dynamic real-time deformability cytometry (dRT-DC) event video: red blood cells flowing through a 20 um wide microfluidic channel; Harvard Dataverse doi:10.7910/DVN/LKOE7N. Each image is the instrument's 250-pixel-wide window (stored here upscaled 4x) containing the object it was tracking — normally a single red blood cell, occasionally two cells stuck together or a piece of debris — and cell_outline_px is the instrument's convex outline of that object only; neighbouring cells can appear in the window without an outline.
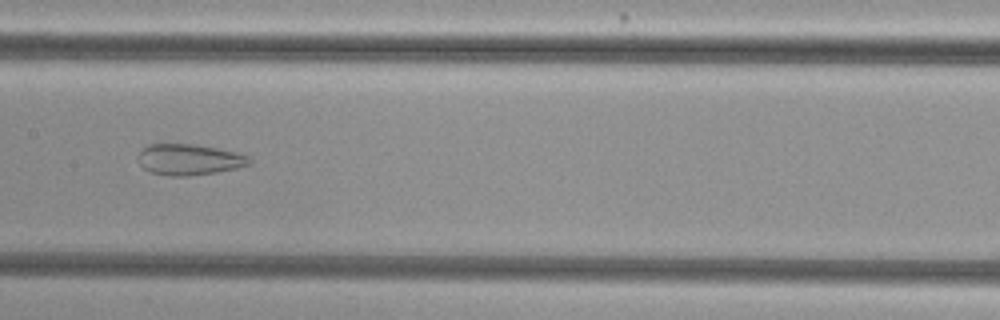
{"species": "common noctule bat (a hibernating species)", "species_latin": "Nyctalus noctula", "temperature_condition": "cold", "stored_images_in_passage": 40, "camera_frame_rate_fps": 3000, "um_per_image_px": 0.085, "animal": {"sex": "female", "body_mass_g": 29.2, "forearm_length_mm": 56.3}, "frame": {"image": 1, "passage_image": 27, "time_ms": 8.667, "image_size_px": [1000, 320], "cell_outline_px": [[252, 164], [236, 168], [216, 172], [188, 176], [172, 176], [148, 172], [140, 164], [140, 152], [148, 144], [192, 144], [216, 148], [236, 152], [248, 156], [252, 160]], "centroid_in_image_um": [16.11, 13.57], "position_along_channel_um": 191.3, "area_um2": 19.94}}
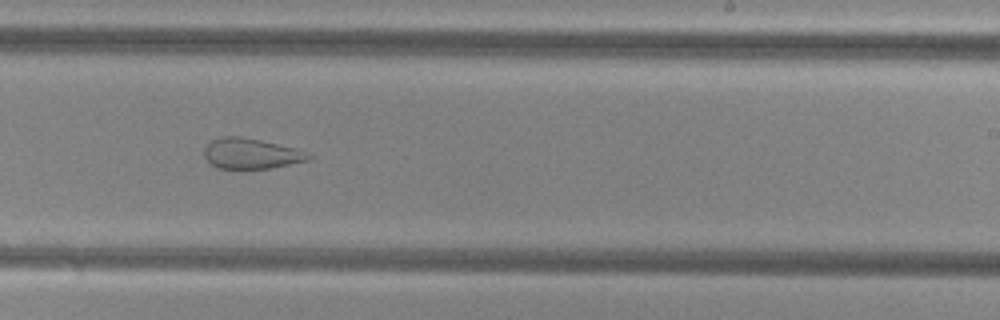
{"frame": {"image": 2, "passage_image": 33, "time_ms": 10.667, "image_size_px": [1000, 320], "cell_outline_px": [[312, 156], [308, 160], [272, 168], [216, 168], [204, 156], [204, 148], [212, 140], [220, 136], [240, 136], [260, 140], [296, 148]], "centroid_in_image_um": [21.31, 13.04], "position_along_channel_um": 267.7, "area_um2": 18.32}}
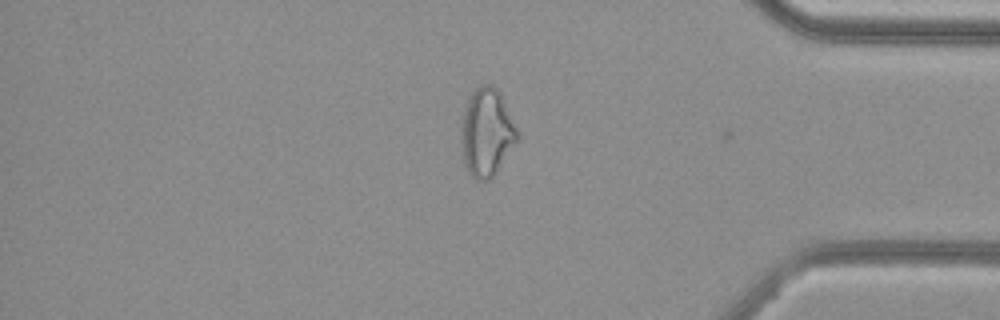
{"frame": {"image": 3, "passage_image": 39, "time_ms": 12.667, "image_size_px": [1000, 320], "cell_outline_px": [[520, 136], [496, 172], [488, 180], [480, 180], [472, 176], [468, 172], [464, 164], [460, 144], [460, 128], [464, 112], [468, 100], [472, 92], [480, 84], [492, 84], [500, 92]], "centroid_in_image_um": [41.34, 11.25], "position_along_channel_um": 393.9, "area_um2": 28.67}, "authors_computed_cell_mechanics": {"area_um2": 28.2931, "velocity_mm_per_s": 3.8248, "shape_relaxation_time_tau1_ms": null, "shape_relaxation_time_tau2_ms": 2.0356, "deformation_change_tau1": null, "deformation_change_tau2": 0.1037}}